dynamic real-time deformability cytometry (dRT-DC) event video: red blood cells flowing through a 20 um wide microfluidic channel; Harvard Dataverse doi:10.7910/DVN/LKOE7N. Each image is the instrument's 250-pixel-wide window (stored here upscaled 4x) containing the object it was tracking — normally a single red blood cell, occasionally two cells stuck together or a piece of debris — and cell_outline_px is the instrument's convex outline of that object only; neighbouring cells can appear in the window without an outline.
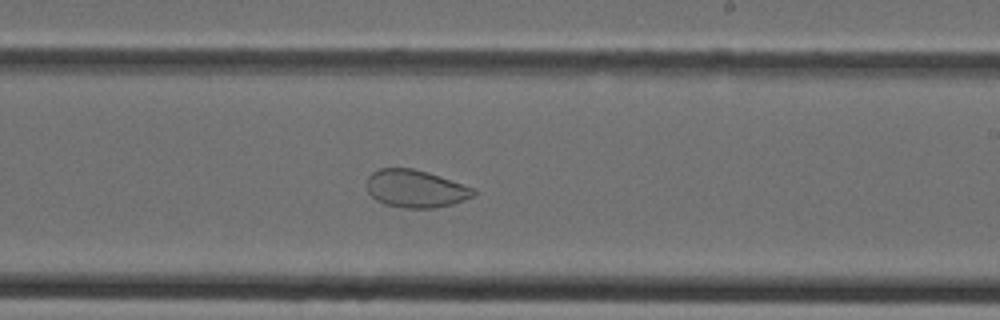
{"species": "Egyptian fruit bat (a non-hibernating species)", "species_latin": "Rousettus aegyptiacus", "temperature_condition": "cold", "stored_images_in_passage": 39, "camera_frame_rate_fps": 3000, "um_per_image_px": 0.085, "animal": {"sex": "female"}, "frame": {"image": 1, "passage_image": 23, "time_ms": 7.333, "image_size_px": [1000, 320], "cell_outline_px": [[476, 192], [472, 196], [452, 204], [436, 208], [404, 208], [384, 204], [376, 200], [368, 192], [368, 176], [372, 172], [380, 168], [412, 168], [428, 172], [476, 188]], "centroid_in_image_um": [35.33, 16.04], "position_along_channel_um": 253.7, "area_um2": 23.41}}